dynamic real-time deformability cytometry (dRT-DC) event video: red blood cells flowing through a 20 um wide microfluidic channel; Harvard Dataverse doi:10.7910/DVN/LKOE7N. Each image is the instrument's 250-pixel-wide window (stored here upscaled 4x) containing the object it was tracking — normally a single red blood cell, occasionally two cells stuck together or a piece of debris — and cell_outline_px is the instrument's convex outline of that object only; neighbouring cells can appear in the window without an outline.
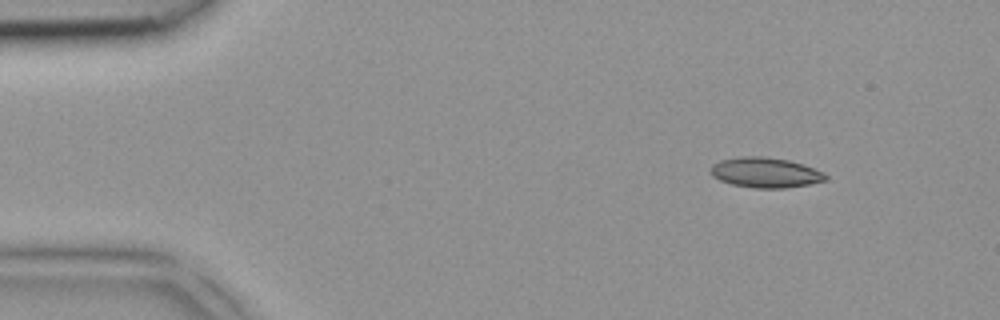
{"species": "common noctule bat (a hibernating species)", "species_latin": "Nyctalus noctula", "temperature_condition": "room temperature", "stored_images_in_passage": 3, "camera_frame_rate_fps": 3000, "um_per_image_px": 0.085, "animal": {"sex": "female", "body_mass_g": 18.4}, "frame": {"image": 1, "passage_image": 1, "time_ms": 0.0, "image_size_px": [1000, 320], "cell_outline_px": [[828, 180], [808, 184], [784, 188], [752, 188], [732, 184], [720, 180], [712, 176], [712, 164], [720, 160], [740, 156], [764, 156], [788, 160], [804, 164], [824, 172], [828, 176]], "centroid_in_image_um": [65.08, 14.66], "position_along_channel_um": 19.9, "area_um2": 20.29}}